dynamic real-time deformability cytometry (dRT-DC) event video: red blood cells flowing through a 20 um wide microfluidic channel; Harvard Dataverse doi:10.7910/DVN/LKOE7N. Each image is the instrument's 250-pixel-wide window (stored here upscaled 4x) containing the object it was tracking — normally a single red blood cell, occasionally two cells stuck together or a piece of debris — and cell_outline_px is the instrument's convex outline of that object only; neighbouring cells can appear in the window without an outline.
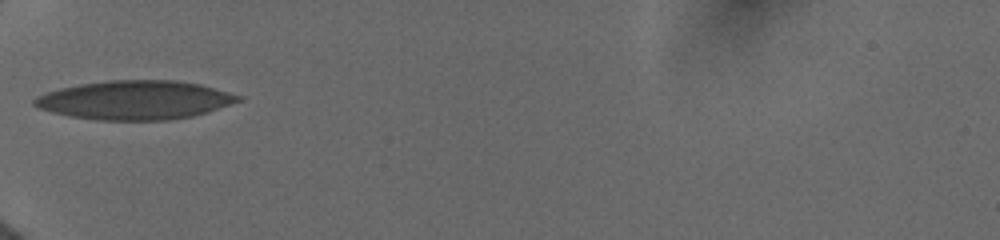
{"species": "human", "species_latin": "Homo sapiens", "temperature_condition": "cold", "stored_images_in_passage": 23, "camera_frame_rate_fps": 3000, "um_per_image_px": 0.085, "donor": {"sex": "female"}, "frame": {"image": 1, "passage_image": 1, "time_ms": 0.0, "image_size_px": [1000, 240], "cell_outline_px": [[244, 100], [208, 112], [192, 116], [168, 120], [96, 120], [68, 116], [52, 112], [40, 108], [32, 104], [32, 100], [36, 96], [60, 88], [80, 84], [108, 80], [176, 80], [200, 84], [244, 96]], "centroid_in_image_um": [11.5, 8.5], "position_along_channel_um": 73.5, "area_um2": 46.41}}
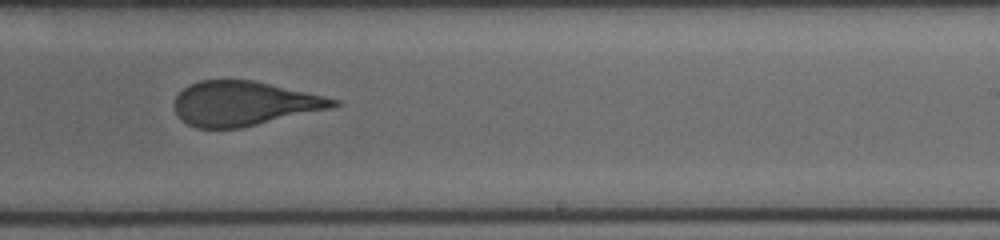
{"frame": {"image": 2, "passage_image": 11, "time_ms": 5.0, "image_size_px": [1000, 240], "cell_outline_px": [[340, 104], [332, 108], [240, 128], [196, 128], [188, 124], [176, 112], [172, 104], [172, 100], [188, 84], [200, 80], [252, 80], [324, 96], [340, 100]], "centroid_in_image_um": [20.71, 8.79], "position_along_channel_um": 268.3, "area_um2": 40.98}}
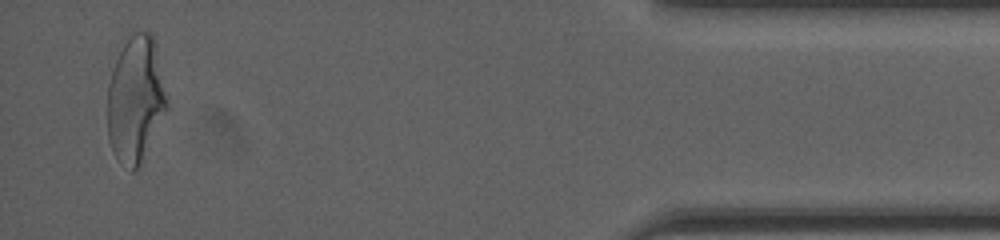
{"frame": {"image": 3, "passage_image": 23, "time_ms": 10.333, "image_size_px": [1000, 240], "cell_outline_px": [[168, 108], [140, 164], [132, 172], [112, 152], [108, 140], [108, 84], [112, 68], [124, 44], [132, 32], [152, 32], [156, 44], [168, 104]], "centroid_in_image_um": [11.52, 8.43], "position_along_channel_um": 423.7, "area_um2": 43.47}, "authors_computed_cell_mechanics": {"area_um2": 42.4252, "velocity_mm_per_s": 3.9637, "shape_relaxation_time_tau1_ms": 6.7343, "shape_relaxation_time_tau2_ms": 1.1246, "deformation_change_tau1": 0.2167, "deformation_change_tau2": 0.0884}}